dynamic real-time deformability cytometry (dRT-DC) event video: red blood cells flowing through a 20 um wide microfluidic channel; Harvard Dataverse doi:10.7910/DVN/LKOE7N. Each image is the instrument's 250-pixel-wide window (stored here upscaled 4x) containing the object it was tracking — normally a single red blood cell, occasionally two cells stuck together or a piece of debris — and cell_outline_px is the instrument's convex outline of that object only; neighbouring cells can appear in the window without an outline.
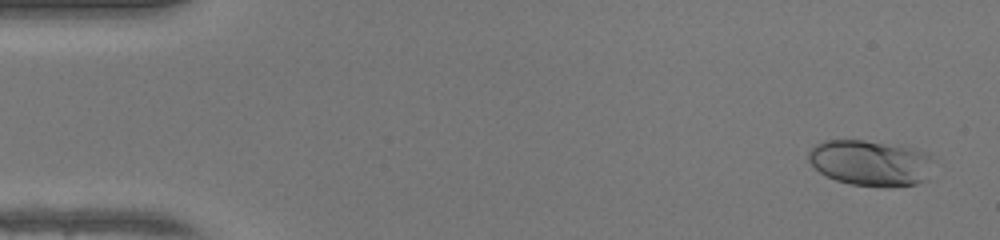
{"species": "human", "species_latin": "Homo sapiens", "temperature_condition": "warm", "stored_images_in_passage": 50, "camera_frame_rate_fps": 3000, "um_per_image_px": 0.085, "donor": {"sex": "female"}, "frame": {"image": 1, "passage_image": 3, "time_ms": 0.667, "image_size_px": [1000, 240], "cell_outline_px": [[928, 180], [916, 184], [888, 188], [852, 184], [836, 180], [820, 172], [808, 160], [808, 152], [816, 144], [824, 140], [864, 140], [900, 144], [916, 148], [928, 152]], "centroid_in_image_um": [73.99, 13.84], "position_along_channel_um": 11.0, "area_um2": 33.52}}
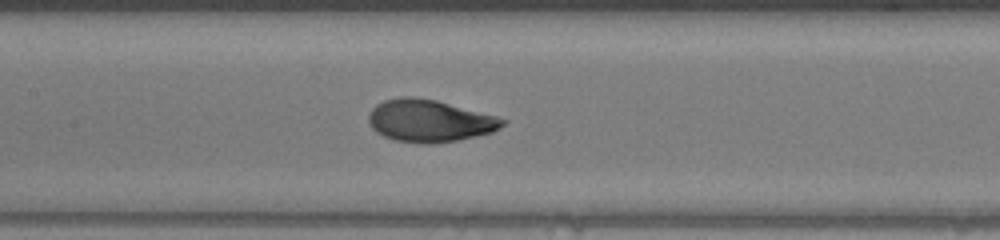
{"frame": {"image": 2, "passage_image": 24, "time_ms": 7.667, "image_size_px": [1000, 240], "cell_outline_px": [[508, 120], [500, 128], [492, 132], [456, 140], [432, 144], [420, 144], [396, 140], [384, 136], [376, 132], [372, 128], [368, 120], [368, 116], [372, 108], [376, 104], [384, 100], [404, 96], [412, 96], [436, 100], [496, 116]], "centroid_in_image_um": [36.49, 10.26], "position_along_channel_um": 170.9, "area_um2": 32.89}}
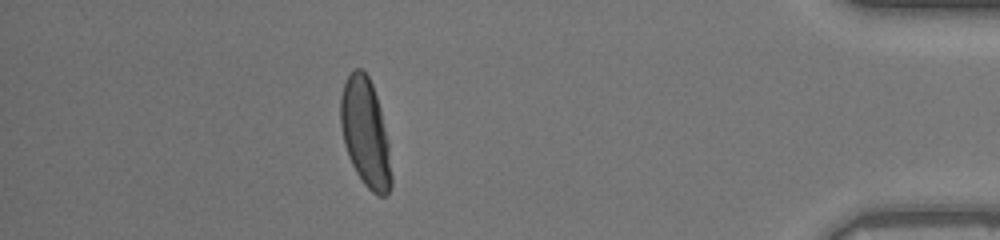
{"frame": {"image": 3, "passage_image": 44, "time_ms": 14.333, "image_size_px": [1000, 240], "cell_outline_px": [[392, 188], [384, 196], [380, 196], [372, 192], [364, 184], [356, 172], [348, 156], [344, 144], [340, 124], [340, 96], [344, 84], [352, 68], [360, 68], [368, 76], [372, 84], [380, 108], [388, 140], [392, 176]], "centroid_in_image_um": [31.06, 11.3], "position_along_channel_um": 404.1, "area_um2": 32.14}, "authors_computed_cell_mechanics": {"area_um2": 32.2524, "velocity_mm_per_s": 4.2412, "shape_relaxation_time_tau1_ms": 4.0082, "shape_relaxation_time_tau2_ms": null, "deformation_change_tau1": 0.2038, "deformation_change_tau2": null}}